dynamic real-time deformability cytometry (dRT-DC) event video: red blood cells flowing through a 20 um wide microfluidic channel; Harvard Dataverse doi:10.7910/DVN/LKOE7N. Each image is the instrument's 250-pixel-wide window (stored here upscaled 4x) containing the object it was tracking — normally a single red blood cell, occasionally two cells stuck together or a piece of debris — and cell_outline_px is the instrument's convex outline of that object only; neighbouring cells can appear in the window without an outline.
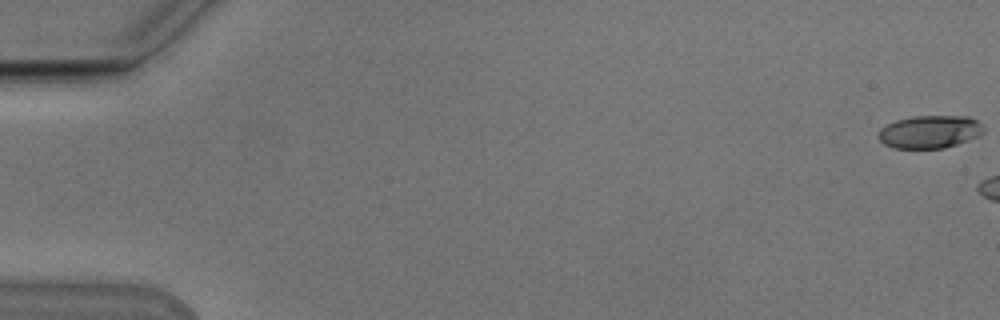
{"species": "Egyptian fruit bat (a non-hibernating species)", "species_latin": "Rousettus aegyptiacus", "temperature_condition": "cold", "stored_images_in_passage": 11, "camera_frame_rate_fps": 3000, "um_per_image_px": 0.085, "animal": {"sex": "male"}, "frame": {"image": 1, "passage_image": 1, "time_ms": 0.0, "image_size_px": [1000, 320], "cell_outline_px": [[984, 132], [968, 140], [944, 148], [892, 148], [884, 144], [876, 136], [880, 128], [896, 120], [912, 116], [968, 116], [976, 120], [984, 128]], "centroid_in_image_um": [78.99, 11.2], "position_along_channel_um": 6.0, "area_um2": 20.11}}